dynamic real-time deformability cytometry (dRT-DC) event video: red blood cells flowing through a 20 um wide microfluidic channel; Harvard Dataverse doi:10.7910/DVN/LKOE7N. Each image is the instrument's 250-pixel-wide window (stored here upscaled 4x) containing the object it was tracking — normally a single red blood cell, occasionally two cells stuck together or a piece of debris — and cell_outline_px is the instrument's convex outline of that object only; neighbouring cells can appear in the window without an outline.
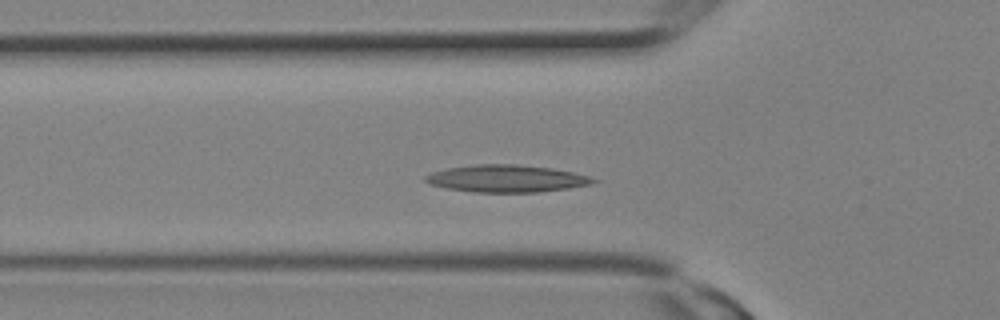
{"species": "Egyptian fruit bat (a non-hibernating species)", "species_latin": "Rousettus aegyptiacus", "temperature_condition": "room temperature", "stored_images_in_passage": 14, "camera_frame_rate_fps": 3000, "um_per_image_px": 0.085, "animal": {"sex": "female"}, "frame": {"image": 1, "passage_image": 7, "time_ms": 2.0, "image_size_px": [1000, 320], "cell_outline_px": [[600, 180], [592, 184], [568, 188], [536, 192], [472, 192], [448, 188], [428, 184], [424, 180], [424, 176], [432, 172], [448, 168], [476, 164], [516, 164], [552, 168], [572, 172], [588, 176]], "centroid_in_image_um": [43.04, 15.17], "position_along_channel_um": 82.8, "area_um2": 26.59}}
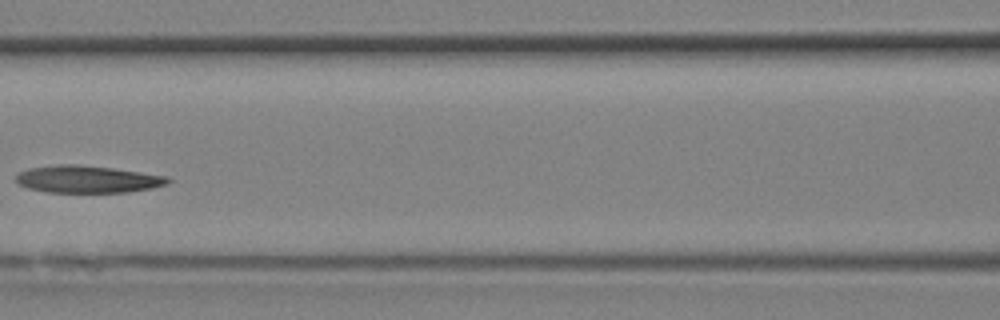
{"frame": {"image": 2, "passage_image": 10, "time_ms": 3.0, "image_size_px": [1000, 320], "cell_outline_px": [[172, 180], [168, 184], [152, 188], [128, 192], [44, 192], [28, 188], [16, 184], [16, 176], [20, 172], [28, 168], [56, 164], [76, 164], [112, 168], [168, 176]], "centroid_in_image_um": [7.42, 15.23], "position_along_channel_um": 159.2, "area_um2": 24.28}}
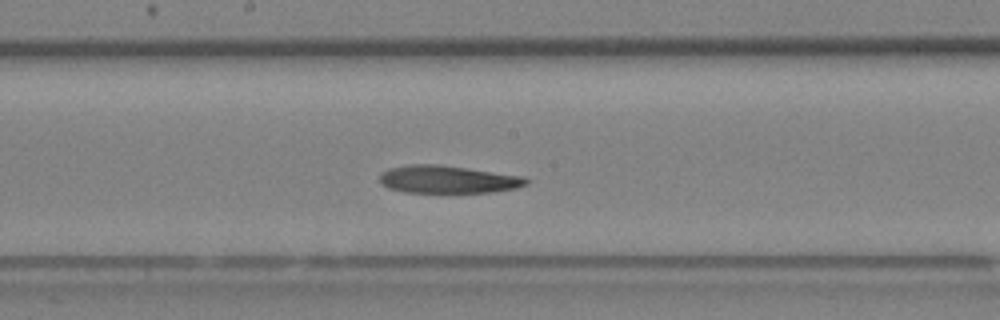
{"frame": {"image": 3, "passage_image": 12, "time_ms": 3.667, "image_size_px": [1000, 320], "cell_outline_px": [[532, 180], [528, 184], [516, 188], [492, 192], [404, 192], [388, 188], [380, 184], [380, 172], [388, 168], [408, 164], [440, 164], [524, 176]], "centroid_in_image_um": [38.06, 15.24], "position_along_channel_um": 210.1, "area_um2": 23.93}}